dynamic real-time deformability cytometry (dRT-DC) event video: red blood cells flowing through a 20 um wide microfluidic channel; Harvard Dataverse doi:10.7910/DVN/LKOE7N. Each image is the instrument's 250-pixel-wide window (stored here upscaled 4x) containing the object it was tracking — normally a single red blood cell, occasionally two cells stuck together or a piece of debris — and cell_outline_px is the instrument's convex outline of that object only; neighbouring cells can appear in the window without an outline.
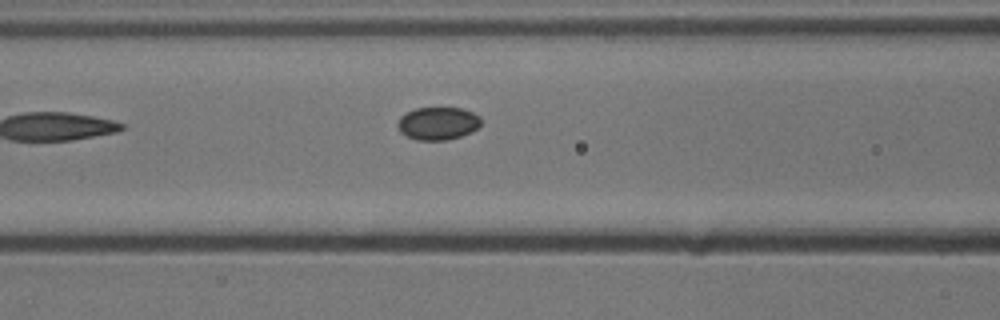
{"species": "common noctule bat (a hibernating species)", "species_latin": "Nyctalus noctula", "temperature_condition": "cold", "stored_images_in_passage": 4, "camera_frame_rate_fps": 3000, "um_per_image_px": 0.085, "animal": {"sex": "male", "body_mass_g": 13.3}, "frame": {"image": 1, "passage_image": 4, "time_ms": 1.0, "image_size_px": [1000, 320], "cell_outline_px": [[480, 124], [472, 132], [448, 140], [416, 140], [400, 132], [396, 124], [400, 116], [416, 108], [460, 108], [472, 112], [480, 116]], "centroid_in_image_um": [37.2, 10.49], "position_along_channel_um": 129.4, "area_um2": 15.9}}